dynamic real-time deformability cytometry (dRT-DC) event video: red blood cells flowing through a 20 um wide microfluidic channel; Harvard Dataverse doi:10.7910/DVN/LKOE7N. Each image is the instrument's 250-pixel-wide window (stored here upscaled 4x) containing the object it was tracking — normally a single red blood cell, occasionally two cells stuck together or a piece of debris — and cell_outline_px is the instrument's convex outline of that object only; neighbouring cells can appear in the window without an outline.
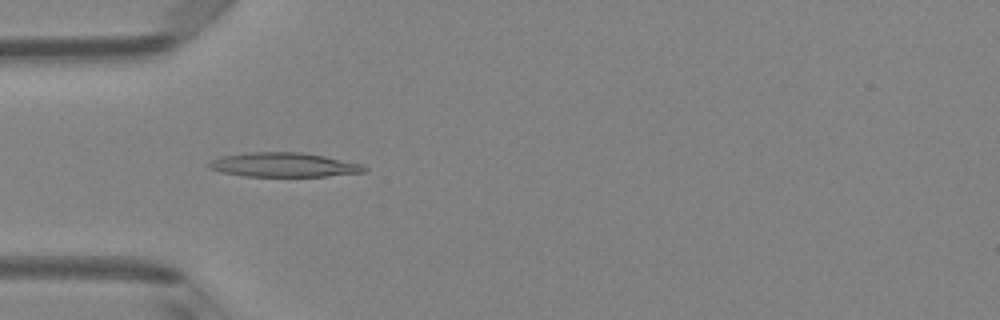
{"species": "Egyptian fruit bat (a non-hibernating species)", "species_latin": "Rousettus aegyptiacus", "temperature_condition": "room temperature", "stored_images_in_passage": 2, "camera_frame_rate_fps": 3000, "um_per_image_px": 0.085, "animal": {"sex": "female"}, "frame": {"image": 1, "passage_image": 2, "time_ms": 0.333, "image_size_px": [1000, 320], "cell_outline_px": [[368, 168], [364, 172], [328, 176], [244, 176], [220, 172], [208, 168], [208, 164], [212, 160], [224, 156], [248, 152], [300, 152], [324, 156], [360, 164]], "centroid_in_image_um": [24.1, 14.01], "position_along_channel_um": 60.9, "area_um2": 21.79}}